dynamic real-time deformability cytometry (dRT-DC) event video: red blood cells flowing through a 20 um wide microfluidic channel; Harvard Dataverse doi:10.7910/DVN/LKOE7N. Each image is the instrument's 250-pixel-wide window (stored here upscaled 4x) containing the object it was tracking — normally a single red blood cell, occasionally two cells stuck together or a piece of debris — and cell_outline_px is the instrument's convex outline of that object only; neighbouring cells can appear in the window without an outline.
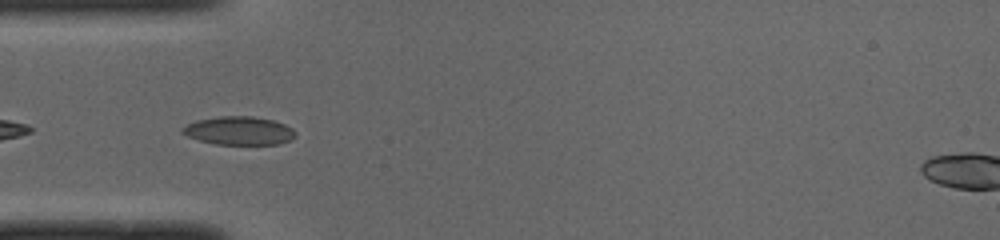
{"species": "common noctule bat (a hibernating species)", "species_latin": "Nyctalus noctula", "temperature_condition": "cold", "stored_images_in_passage": 11, "camera_frame_rate_fps": 3000, "um_per_image_px": 0.085, "animal": {"sex": "male", "body_mass_g": 19.0, "forearm_length_mm": 50.8}, "frame": {"image": 1, "passage_image": 2, "time_ms": 0.333, "image_size_px": [1000, 240], "cell_outline_px": [[296, 136], [288, 140], [276, 144], [216, 144], [200, 140], [188, 136], [180, 132], [180, 128], [196, 120], [220, 116], [252, 116], [272, 120], [284, 124], [292, 128], [296, 132]], "centroid_in_image_um": [20.29, 11.1], "position_along_channel_um": 64.7, "area_um2": 18.55}}
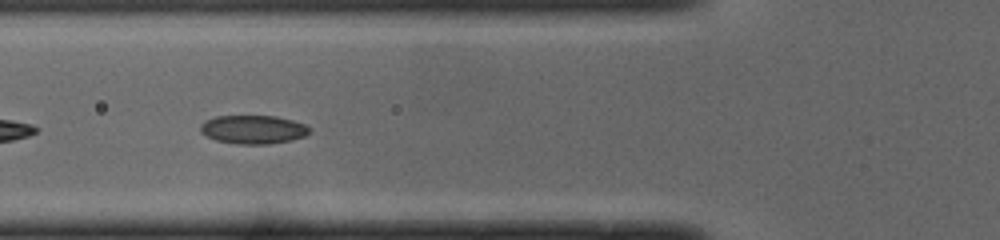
{"frame": {"image": 2, "passage_image": 5, "time_ms": 1.333, "image_size_px": [1000, 240], "cell_outline_px": [[308, 132], [304, 136], [292, 140], [268, 144], [236, 144], [216, 140], [200, 132], [200, 124], [216, 116], [276, 116], [292, 120], [304, 124], [308, 128]], "centroid_in_image_um": [21.5, 11.01], "position_along_channel_um": 104.3, "area_um2": 17.98}}